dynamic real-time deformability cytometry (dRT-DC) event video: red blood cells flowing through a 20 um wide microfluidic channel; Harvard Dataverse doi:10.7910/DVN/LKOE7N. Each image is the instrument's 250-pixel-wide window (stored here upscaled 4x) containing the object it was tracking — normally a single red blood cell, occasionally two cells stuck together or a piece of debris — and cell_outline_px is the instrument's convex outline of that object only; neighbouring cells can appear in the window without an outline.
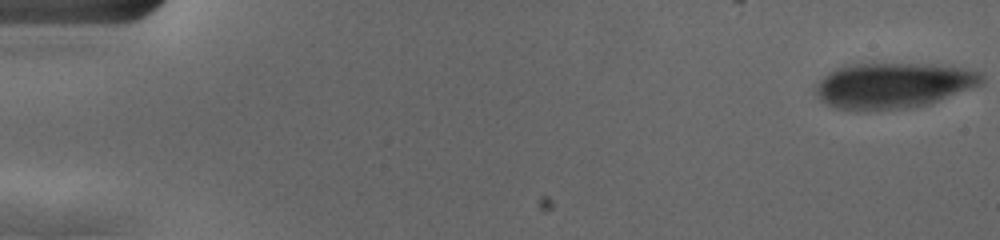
{"species": "human", "species_latin": "Homo sapiens", "temperature_condition": "cold", "stored_images_in_passage": 55, "camera_frame_rate_fps": 3000, "um_per_image_px": 0.085, "donor": {"sex": "female"}, "frame": {"image": 1, "passage_image": 1, "time_ms": 0.0, "image_size_px": [1000, 240], "cell_outline_px": [[984, 80], [980, 84], [928, 104], [908, 108], [836, 108], [824, 100], [816, 92], [816, 84], [828, 72], [836, 68], [848, 64], [952, 64], [968, 68], [980, 72], [984, 76]], "centroid_in_image_um": [76.01, 7.2], "position_along_channel_um": 9.0, "area_um2": 43.29}}
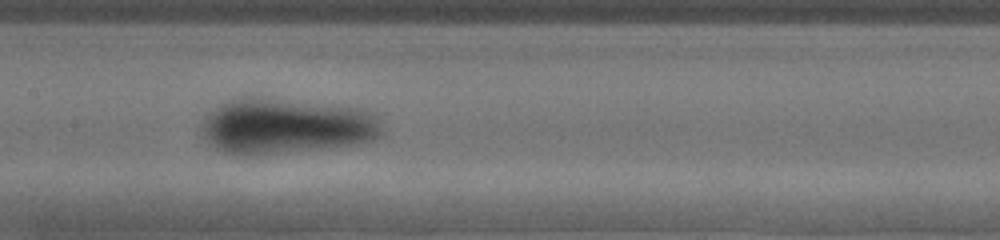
{"frame": {"image": 2, "passage_image": 28, "time_ms": 9.0, "image_size_px": [1000, 240], "cell_outline_px": [[380, 136], [372, 140], [352, 144], [248, 156], [236, 156], [224, 152], [216, 148], [204, 136], [204, 120], [208, 112], [232, 100], [268, 100], [364, 108], [376, 112], [380, 132]], "centroid_in_image_um": [24.33, 10.77], "position_along_channel_um": 183.1, "area_um2": 56.12}}
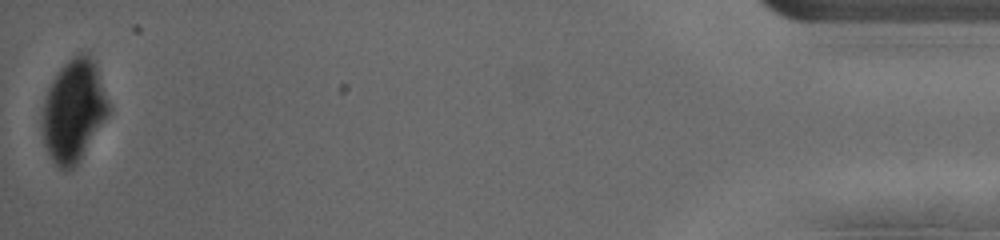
{"frame": {"image": 3, "passage_image": 55, "time_ms": 18.0, "image_size_px": [1000, 240], "cell_outline_px": [[112, 108], [76, 168], [64, 172], [52, 160], [44, 144], [40, 124], [40, 120], [44, 100], [48, 88], [52, 80], [60, 68], [76, 52], [88, 52], [96, 64]], "centroid_in_image_um": [6.26, 9.41], "position_along_channel_um": 428.9, "area_um2": 40.34}, "authors_computed_cell_mechanics": {"area_um2": 49.5924, "velocity_mm_per_s": 3.677, "shape_relaxation_time_tau1_ms": 4.4181, "shape_relaxation_time_tau2_ms": null, "deformation_change_tau1": 0.1298, "deformation_change_tau2": null}}